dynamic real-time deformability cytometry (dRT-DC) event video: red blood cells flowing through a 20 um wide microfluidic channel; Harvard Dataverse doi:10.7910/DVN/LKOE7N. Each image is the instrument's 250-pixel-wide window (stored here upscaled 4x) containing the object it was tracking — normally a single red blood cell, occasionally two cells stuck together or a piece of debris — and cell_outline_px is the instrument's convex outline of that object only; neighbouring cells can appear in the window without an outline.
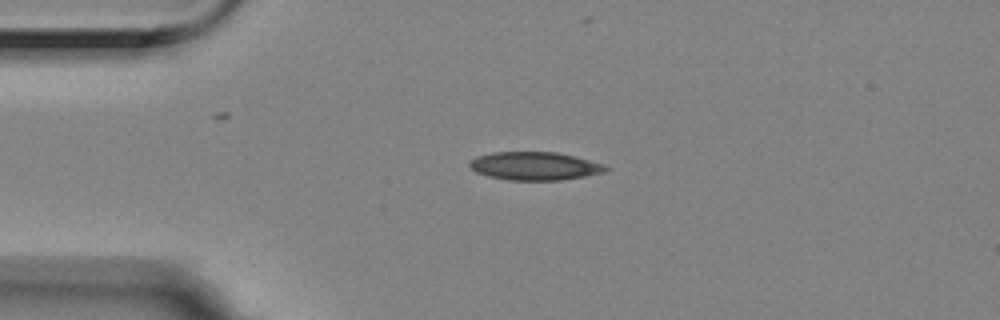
{"species": "Egyptian fruit bat (a non-hibernating species)", "species_latin": "Rousettus aegyptiacus", "temperature_condition": "room temperature", "stored_images_in_passage": 6, "camera_frame_rate_fps": 3000, "um_per_image_px": 0.085, "animal": {"sex": "female"}, "frame": {"image": 1, "passage_image": 1, "time_ms": 0.0, "image_size_px": [1000, 320], "cell_outline_px": [[608, 168], [604, 172], [584, 176], [560, 180], [508, 180], [488, 176], [476, 172], [468, 164], [476, 156], [492, 152], [556, 152], [576, 156], [604, 164]], "centroid_in_image_um": [45.44, 14.1], "position_along_channel_um": 39.6, "area_um2": 22.31}}